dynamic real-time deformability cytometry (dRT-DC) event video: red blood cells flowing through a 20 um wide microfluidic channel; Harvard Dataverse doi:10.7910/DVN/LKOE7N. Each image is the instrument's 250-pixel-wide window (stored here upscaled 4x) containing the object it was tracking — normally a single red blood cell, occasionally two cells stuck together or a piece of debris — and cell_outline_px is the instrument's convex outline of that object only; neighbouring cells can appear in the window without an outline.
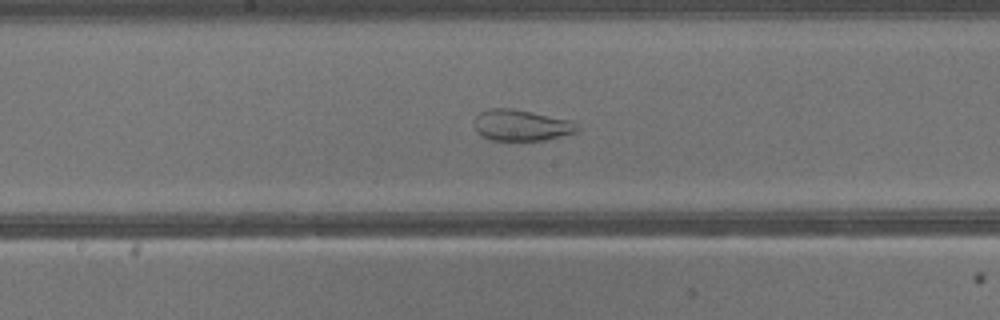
{"species": "common noctule bat (a hibernating species)", "species_latin": "Nyctalus noctula", "temperature_condition": "warm", "stored_images_in_passage": 41, "camera_frame_rate_fps": 3000, "um_per_image_px": 0.085, "animal": {"sex": "male", "body_mass_g": 13.3}, "frame": {"image": 1, "passage_image": 22, "time_ms": 7.0, "image_size_px": [1000, 320], "cell_outline_px": [[580, 132], [544, 140], [492, 140], [480, 136], [476, 132], [472, 120], [480, 112], [492, 108], [512, 108], [572, 120], [580, 128]], "centroid_in_image_um": [44.31, 10.65], "position_along_channel_um": 203.9, "area_um2": 19.02}}
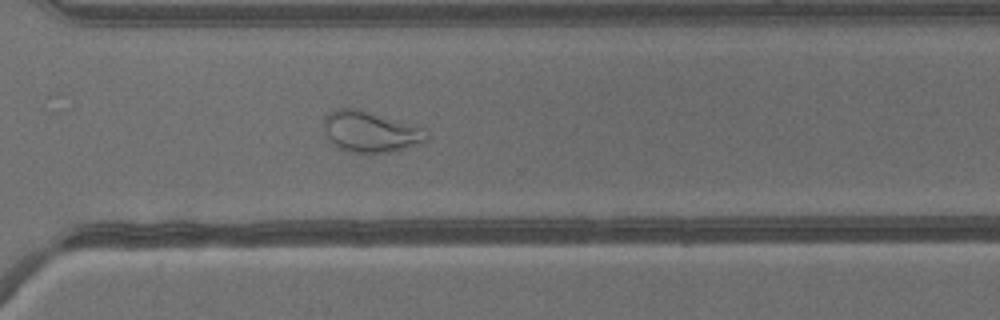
{"frame": {"image": 2, "passage_image": 30, "time_ms": 9.667, "image_size_px": [1000, 320], "cell_outline_px": [[428, 140], [404, 148], [388, 152], [352, 152], [340, 148], [332, 144], [328, 140], [324, 128], [324, 116], [328, 112], [336, 108], [356, 108], [424, 128], [428, 136]], "centroid_in_image_um": [31.43, 11.18], "position_along_channel_um": 339.2, "area_um2": 24.22}}
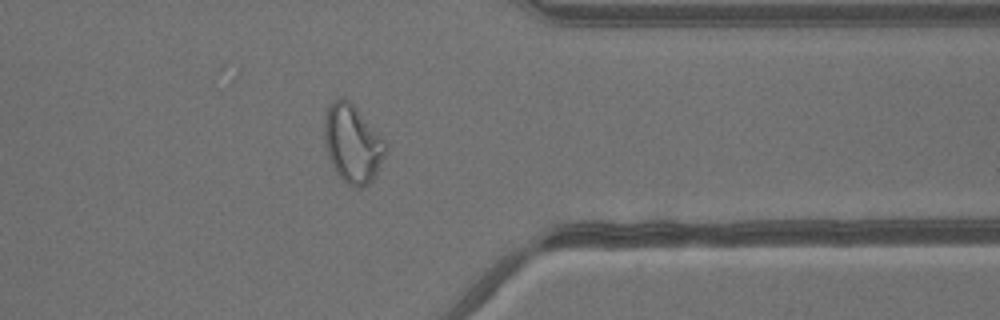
{"frame": {"image": 3, "passage_image": 33, "time_ms": 10.667, "image_size_px": [1000, 320], "cell_outline_px": [[388, 148], [372, 180], [368, 184], [360, 188], [348, 184], [336, 172], [328, 156], [324, 140], [324, 112], [328, 104], [332, 100], [348, 100], [356, 108], [388, 144]], "centroid_in_image_um": [29.95, 12.2], "position_along_channel_um": 381.5, "area_um2": 27.51}}